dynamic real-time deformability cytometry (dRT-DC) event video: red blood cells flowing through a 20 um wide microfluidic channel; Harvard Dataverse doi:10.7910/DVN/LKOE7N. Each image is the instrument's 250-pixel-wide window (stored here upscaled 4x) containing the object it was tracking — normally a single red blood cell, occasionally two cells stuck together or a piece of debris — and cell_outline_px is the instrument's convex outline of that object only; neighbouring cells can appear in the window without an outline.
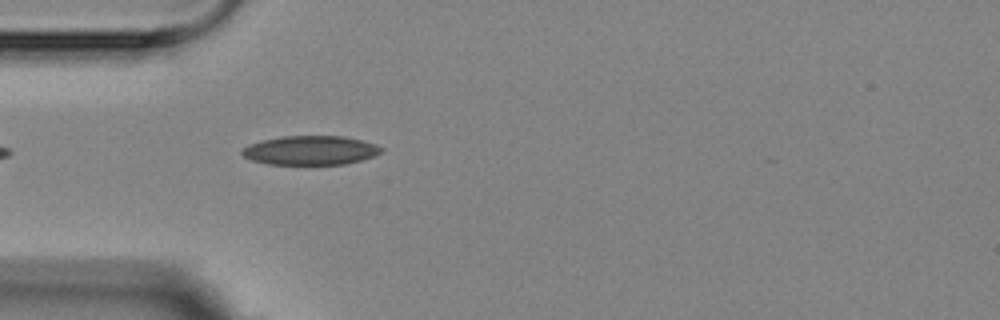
{"species": "Egyptian fruit bat (a non-hibernating species)", "species_latin": "Rousettus aegyptiacus", "temperature_condition": "room temperature", "stored_images_in_passage": 2, "camera_frame_rate_fps": 3000, "um_per_image_px": 0.085, "animal": {"sex": "female"}, "frame": {"image": 1, "passage_image": 2, "time_ms": 1.0, "image_size_px": [1000, 320], "cell_outline_px": [[384, 148], [380, 152], [372, 156], [360, 160], [344, 164], [268, 164], [252, 160], [244, 156], [240, 152], [248, 144], [260, 140], [284, 136], [344, 136], [376, 144]], "centroid_in_image_um": [26.36, 12.77], "position_along_channel_um": 58.6, "area_um2": 23.47}}